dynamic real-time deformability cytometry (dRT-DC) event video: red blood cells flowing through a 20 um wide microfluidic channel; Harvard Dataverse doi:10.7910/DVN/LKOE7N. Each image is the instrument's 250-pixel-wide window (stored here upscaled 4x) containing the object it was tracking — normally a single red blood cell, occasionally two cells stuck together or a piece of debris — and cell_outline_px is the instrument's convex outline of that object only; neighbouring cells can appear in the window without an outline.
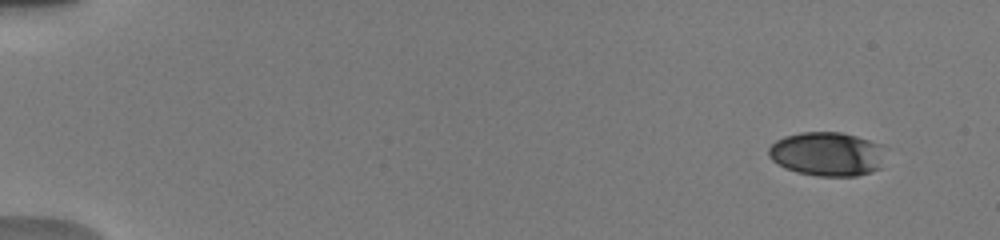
{"species": "human", "species_latin": "Homo sapiens", "temperature_condition": "warm", "stored_images_in_passage": 29, "camera_frame_rate_fps": 3000, "um_per_image_px": 0.085, "donor": {"sex": "male"}, "frame": {"image": 1, "passage_image": 1, "time_ms": 0.0, "image_size_px": [1000, 240], "cell_outline_px": [[892, 148], [880, 168], [872, 172], [856, 176], [816, 176], [796, 172], [784, 168], [772, 160], [768, 156], [768, 148], [776, 140], [784, 136], [800, 132], [840, 132], [856, 136], [884, 144]], "centroid_in_image_um": [70.41, 13.09], "position_along_channel_um": 14.6, "area_um2": 30.98}}
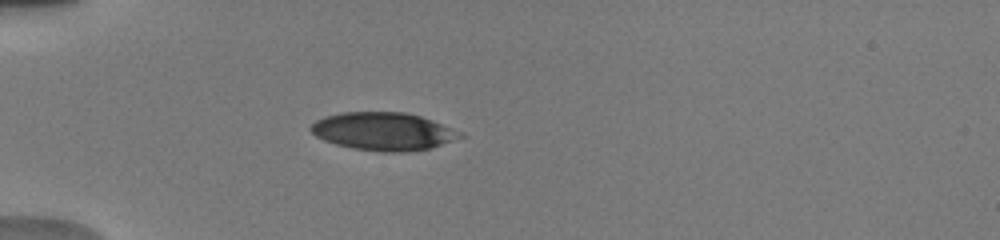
{"frame": {"image": 2, "passage_image": 24, "time_ms": 4.333, "image_size_px": [1000, 240], "cell_outline_px": [[468, 136], [428, 148], [404, 152], [384, 152], [352, 148], [336, 144], [324, 140], [316, 136], [308, 128], [316, 120], [324, 116], [340, 112], [404, 112], [420, 116], [432, 120], [464, 132]], "centroid_in_image_um": [32.6, 11.16], "position_along_channel_um": 52.4, "area_um2": 33.12}}